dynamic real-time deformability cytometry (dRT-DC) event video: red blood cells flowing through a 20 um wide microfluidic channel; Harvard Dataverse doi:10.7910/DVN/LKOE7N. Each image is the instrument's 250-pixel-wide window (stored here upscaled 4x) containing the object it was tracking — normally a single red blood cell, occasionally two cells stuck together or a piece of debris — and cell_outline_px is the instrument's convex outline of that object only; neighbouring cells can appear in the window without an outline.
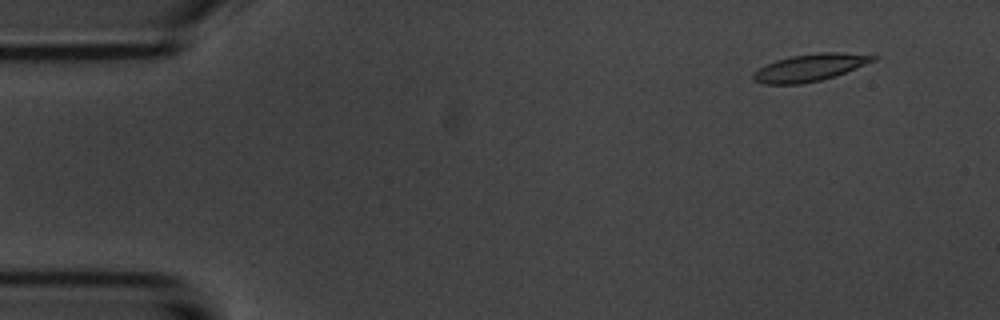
{"species": "common noctule bat (a hibernating species)", "species_latin": "Nyctalus noctula", "temperature_condition": "room temperature", "stored_images_in_passage": 52, "camera_frame_rate_fps": 3000, "um_per_image_px": 0.085, "animal": {"sex": "male", "body_mass_g": 20.1, "forearm_length_mm": 53.5}, "frame": {"image": 1, "passage_image": 2, "time_ms": 0.333, "image_size_px": [1000, 320], "cell_outline_px": [[880, 56], [876, 60], [836, 76], [820, 80], [800, 84], [764, 84], [752, 80], [752, 72], [776, 60], [792, 56], [820, 52], [836, 52]], "centroid_in_image_um": [68.83, 5.75], "position_along_channel_um": 16.2, "area_um2": 18.9}}
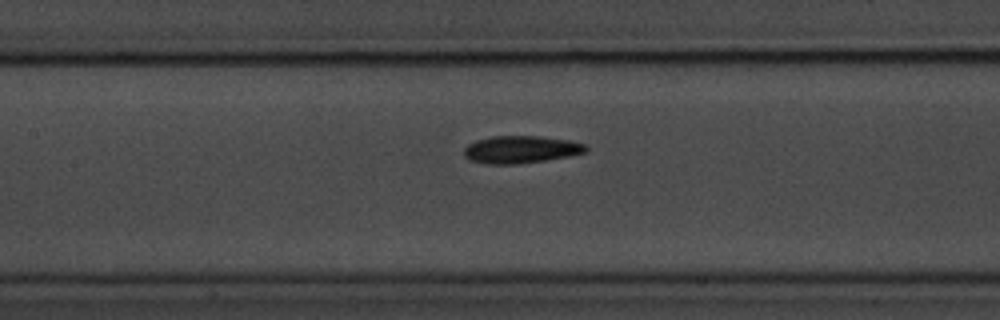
{"frame": {"image": 2, "passage_image": 22, "time_ms": 7.0, "image_size_px": [1000, 320], "cell_outline_px": [[588, 152], [568, 156], [544, 160], [516, 164], [488, 164], [468, 160], [464, 156], [464, 148], [468, 144], [476, 140], [492, 136], [536, 136], [568, 140], [584, 144], [588, 148]], "centroid_in_image_um": [44.24, 12.71], "position_along_channel_um": 163.2, "area_um2": 19.42}}
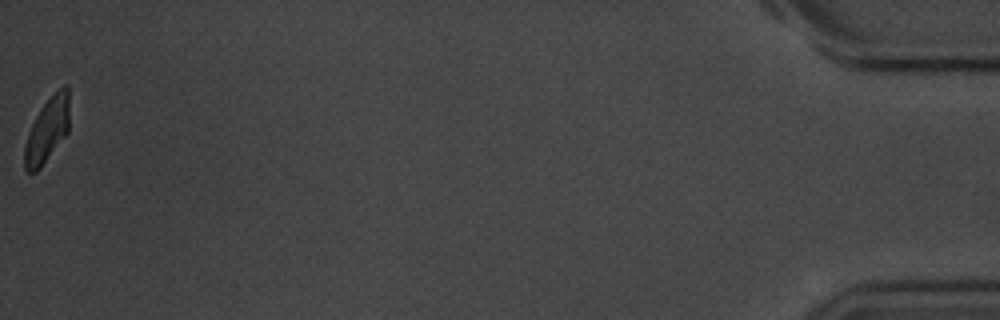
{"frame": {"image": 3, "passage_image": 52, "time_ms": 17.0, "image_size_px": [1000, 320], "cell_outline_px": [[68, 132], [40, 168], [36, 172], [28, 172], [24, 168], [24, 148], [28, 132], [40, 108], [64, 84], [68, 84]], "centroid_in_image_um": [4.0, 11.08], "position_along_channel_um": 431.2, "area_um2": 16.59}, "authors_computed_cell_mechanics": {"area_um2": 18.8139, "velocity_mm_per_s": 3.6667, "shape_relaxation_time_tau1_ms": 2.4822, "shape_relaxation_time_tau2_ms": 3.3781, "deformation_change_tau1": 0.1618, "deformation_change_tau2": 0.0977}}